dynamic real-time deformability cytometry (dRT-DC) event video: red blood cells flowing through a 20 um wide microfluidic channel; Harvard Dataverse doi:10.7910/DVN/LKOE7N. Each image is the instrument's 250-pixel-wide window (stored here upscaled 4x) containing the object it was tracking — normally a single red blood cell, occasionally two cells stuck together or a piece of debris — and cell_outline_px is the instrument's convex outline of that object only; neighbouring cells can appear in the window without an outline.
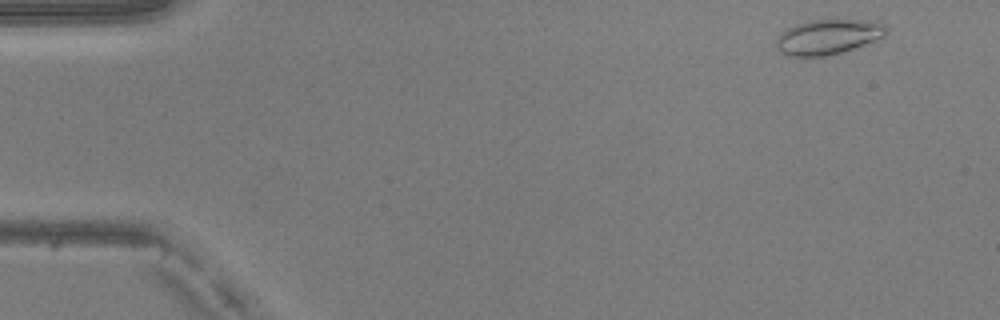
{"species": "common noctule bat (a hibernating species)", "species_latin": "Nyctalus noctula", "temperature_condition": "warm", "stored_images_in_passage": 49, "camera_frame_rate_fps": 3000, "um_per_image_px": 0.085, "animal": {"sex": "male", "body_mass_g": 20.5, "forearm_length_mm": 52.5}, "frame": {"image": 1, "passage_image": 3, "time_ms": 0.667, "image_size_px": [1000, 320], "cell_outline_px": [[888, 32], [884, 36], [864, 44], [840, 52], [824, 56], [788, 56], [780, 52], [776, 48], [776, 40], [780, 32], [784, 28], [808, 20], [832, 16], [880, 20], [888, 28]], "centroid_in_image_um": [70.41, 3.04], "position_along_channel_um": 14.6, "area_um2": 23.64}}
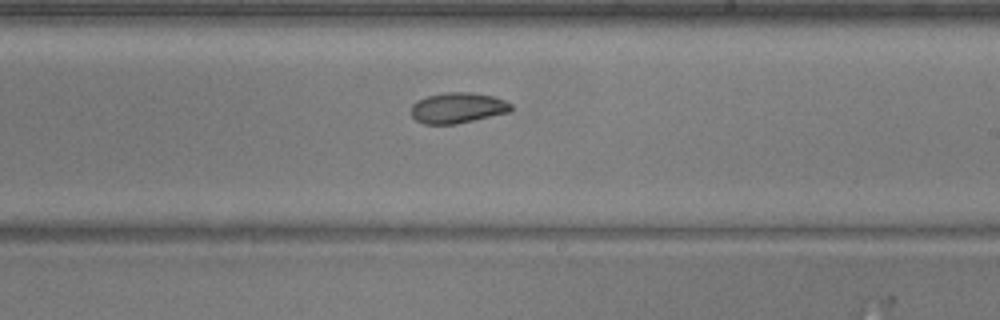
{"frame": {"image": 2, "passage_image": 29, "time_ms": 9.333, "image_size_px": [1000, 320], "cell_outline_px": [[512, 108], [508, 112], [456, 124], [424, 124], [416, 120], [412, 116], [412, 104], [416, 100], [428, 96], [444, 92], [468, 92], [496, 96], [512, 104]], "centroid_in_image_um": [38.89, 9.16], "position_along_channel_um": 250.1, "area_um2": 17.8}}
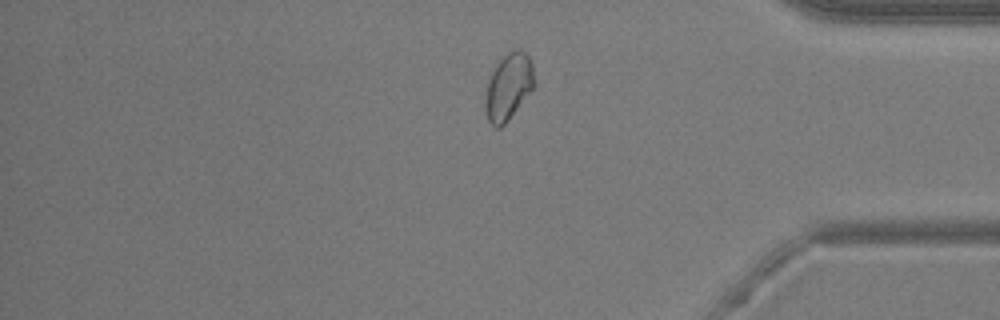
{"frame": {"image": 3, "passage_image": 41, "time_ms": 13.333, "image_size_px": [1000, 320], "cell_outline_px": [[536, 84], [508, 120], [500, 128], [496, 128], [488, 120], [488, 80], [500, 56], [508, 52], [520, 48], [528, 56], [532, 64]], "centroid_in_image_um": [43.28, 7.3], "position_along_channel_um": 391.9, "area_um2": 18.44}, "authors_computed_cell_mechanics": {"area_um2": 19.3052, "velocity_mm_per_s": 4.0662, "shape_relaxation_time_tau1_ms": 3.2102, "shape_relaxation_time_tau2_ms": 1.7409, "deformation_change_tau1": 0.1277, "deformation_change_tau2": 0.0348}}